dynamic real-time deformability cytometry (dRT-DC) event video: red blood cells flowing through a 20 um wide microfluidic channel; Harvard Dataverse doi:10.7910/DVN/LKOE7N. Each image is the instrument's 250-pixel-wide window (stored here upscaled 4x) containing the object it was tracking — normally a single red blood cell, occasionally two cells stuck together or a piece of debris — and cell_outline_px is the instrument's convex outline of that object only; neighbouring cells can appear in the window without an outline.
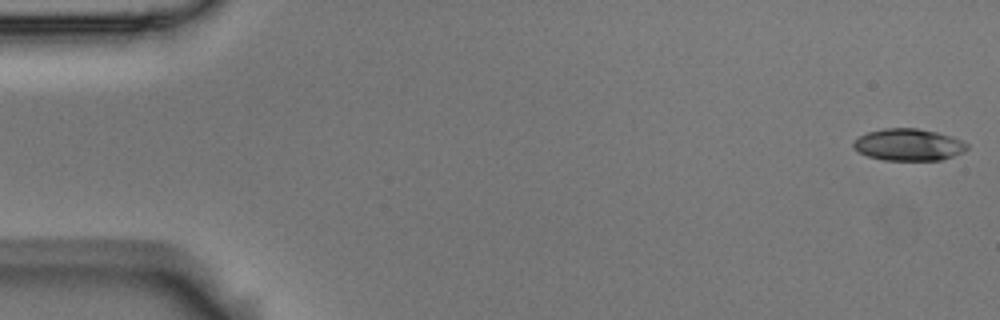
{"species": "Egyptian fruit bat (a non-hibernating species)", "species_latin": "Rousettus aegyptiacus", "temperature_condition": "room temperature", "stored_images_in_passage": 54, "camera_frame_rate_fps": 3000, "um_per_image_px": 0.085, "animal": {"sex": "male"}, "frame": {"image": 1, "passage_image": 1, "time_ms": 0.0, "image_size_px": [1000, 320], "cell_outline_px": [[968, 148], [964, 152], [940, 160], [884, 160], [868, 156], [852, 148], [852, 144], [860, 136], [868, 132], [884, 128], [916, 128], [936, 132], [952, 136], [968, 144]], "centroid_in_image_um": [77.23, 12.3], "position_along_channel_um": 7.8, "area_um2": 21.04}}
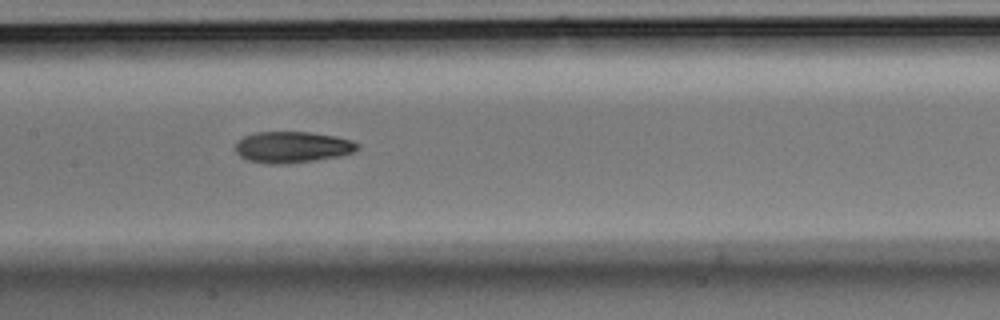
{"frame": {"image": 2, "passage_image": 26, "time_ms": 8.333, "image_size_px": [1000, 320], "cell_outline_px": [[360, 148], [352, 152], [340, 156], [316, 160], [288, 164], [268, 164], [248, 160], [240, 156], [236, 152], [236, 140], [244, 136], [256, 132], [312, 132], [336, 136], [352, 140], [360, 144]], "centroid_in_image_um": [24.86, 12.5], "position_along_channel_um": 182.5, "area_um2": 22.48}}
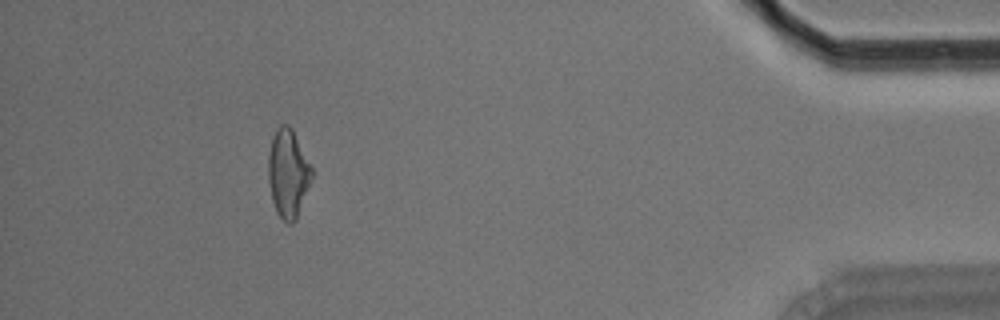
{"frame": {"image": 3, "passage_image": 49, "time_ms": 16.0, "image_size_px": [1000, 320], "cell_outline_px": [[312, 176], [296, 220], [292, 224], [288, 224], [276, 212], [272, 200], [268, 180], [268, 156], [272, 136], [276, 128], [280, 124], [288, 124], [292, 128], [312, 168]], "centroid_in_image_um": [24.46, 14.72], "position_along_channel_um": 410.7, "area_um2": 22.25}, "authors_computed_cell_mechanics": {"area_um2": 22.0218, "velocity_mm_per_s": 3.7246, "shape_relaxation_time_tau1_ms": 3.7893, "shape_relaxation_time_tau2_ms": 4.7077, "deformation_change_tau1": 0.1617, "deformation_change_tau2": 0.1313}}